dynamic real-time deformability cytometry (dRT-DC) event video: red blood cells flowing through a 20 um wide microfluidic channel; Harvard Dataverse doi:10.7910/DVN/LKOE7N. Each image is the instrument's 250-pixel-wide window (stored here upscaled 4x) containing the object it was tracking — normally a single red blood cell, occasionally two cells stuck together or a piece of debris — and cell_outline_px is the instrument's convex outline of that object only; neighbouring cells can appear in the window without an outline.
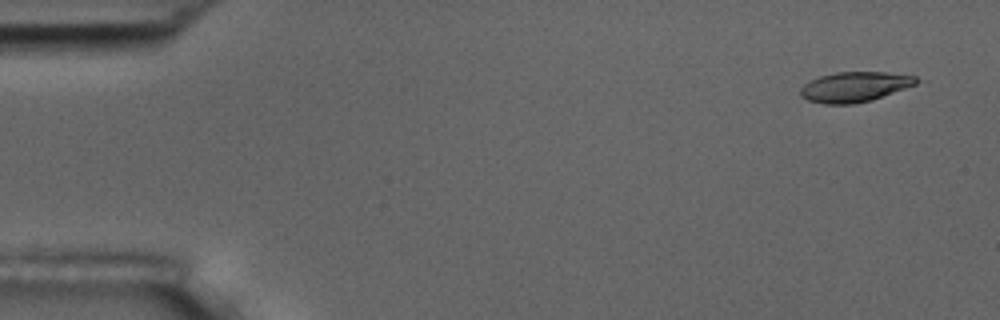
{"species": "common noctule bat (a hibernating species)", "species_latin": "Nyctalus noctula", "temperature_condition": "room temperature", "stored_images_in_passage": 9, "camera_frame_rate_fps": 3000, "um_per_image_px": 0.085, "animal": {"sex": "male", "body_mass_g": 17.5, "forearm_length_mm": 52.3}, "frame": {"image": 1, "passage_image": 1, "time_ms": 0.0, "image_size_px": [1000, 320], "cell_outline_px": [[928, 80], [872, 100], [852, 104], [824, 104], [808, 100], [800, 96], [800, 88], [804, 84], [820, 76], [836, 72], [884, 72], [916, 76]], "centroid_in_image_um": [72.71, 7.38], "position_along_channel_um": 12.3, "area_um2": 20.52}}
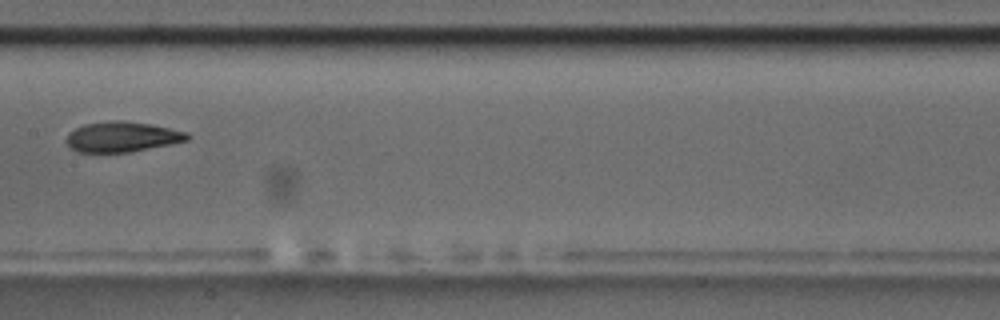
{"frame": {"image": 2, "passage_image": 8, "time_ms": 8.333, "image_size_px": [1000, 320], "cell_outline_px": [[192, 136], [188, 140], [132, 152], [76, 152], [68, 148], [64, 140], [76, 128], [84, 124], [112, 120], [120, 120], [152, 124], [188, 132]], "centroid_in_image_um": [10.38, 11.63], "position_along_channel_um": 197.0, "area_um2": 21.5}}
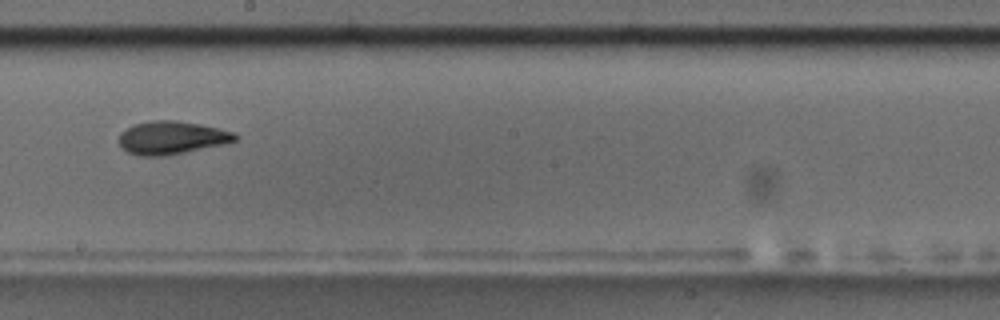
{"frame": {"image": 3, "passage_image": 9, "time_ms": 9.333, "image_size_px": [1000, 320], "cell_outline_px": [[240, 136], [236, 140], [228, 144], [164, 156], [140, 156], [128, 152], [120, 148], [120, 132], [132, 124], [152, 120], [176, 120], [236, 132]], "centroid_in_image_um": [14.6, 11.71], "position_along_channel_um": 233.6, "area_um2": 22.6}}